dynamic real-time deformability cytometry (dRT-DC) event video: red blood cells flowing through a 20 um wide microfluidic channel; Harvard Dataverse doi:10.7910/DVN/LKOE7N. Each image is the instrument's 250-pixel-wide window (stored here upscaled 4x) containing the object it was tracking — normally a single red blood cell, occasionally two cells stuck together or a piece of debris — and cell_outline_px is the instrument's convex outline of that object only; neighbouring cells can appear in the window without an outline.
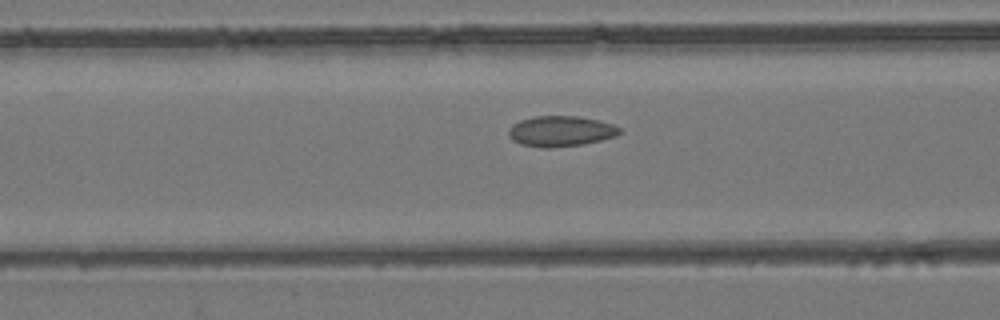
{"species": "common noctule bat (a hibernating species)", "species_latin": "Nyctalus noctula", "temperature_condition": "room temperature", "stored_images_in_passage": 54, "camera_frame_rate_fps": 3000, "um_per_image_px": 0.085, "animal": {"sex": "female", "body_mass_g": 24.6, "forearm_length_mm": 56.2}, "frame": {"image": 1, "passage_image": 22, "time_ms": 7.0, "image_size_px": [1000, 320], "cell_outline_px": [[620, 132], [616, 136], [584, 144], [548, 148], [540, 148], [520, 144], [512, 140], [508, 136], [508, 128], [512, 124], [520, 120], [532, 116], [576, 116], [600, 120], [612, 124], [620, 128]], "centroid_in_image_um": [47.61, 11.15], "position_along_channel_um": 119.0, "area_um2": 19.94}}
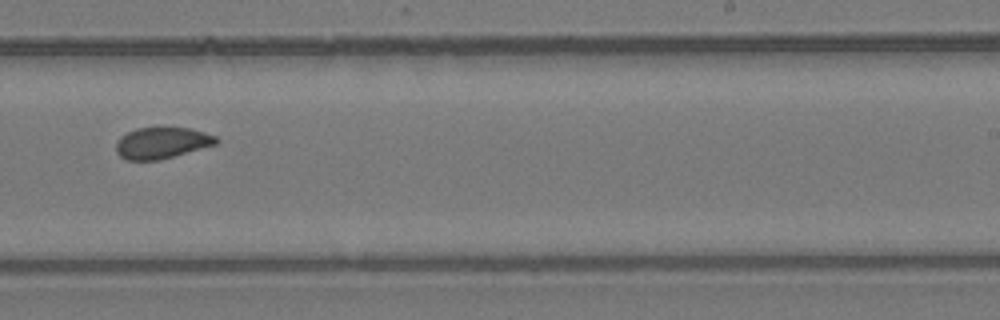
{"frame": {"image": 2, "passage_image": 34, "time_ms": 11.0, "image_size_px": [1000, 320], "cell_outline_px": [[220, 140], [216, 144], [160, 160], [128, 160], [120, 156], [116, 152], [116, 144], [120, 136], [136, 128], [192, 128], [216, 136]], "centroid_in_image_um": [13.76, 12.15], "position_along_channel_um": 275.2, "area_um2": 18.21}}
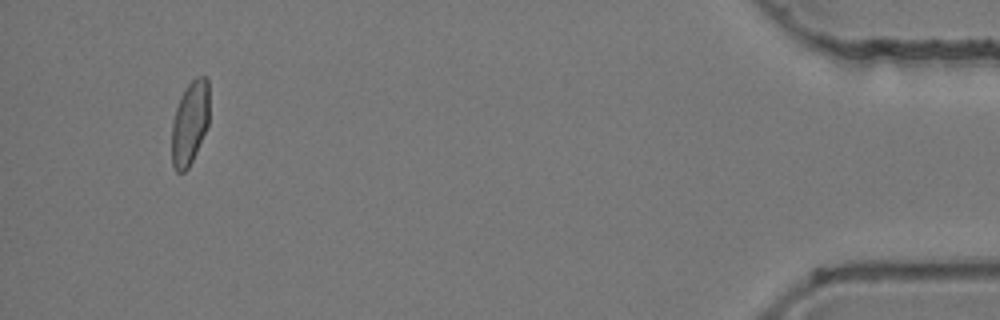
{"frame": {"image": 3, "passage_image": 51, "time_ms": 16.667, "image_size_px": [1000, 320], "cell_outline_px": [[208, 124], [196, 152], [188, 168], [184, 172], [176, 172], [172, 164], [172, 124], [176, 108], [180, 96], [188, 84], [196, 76], [204, 76], [208, 80]], "centroid_in_image_um": [16.12, 10.44], "position_along_channel_um": 419.1, "area_um2": 18.15}, "authors_computed_cell_mechanics": {"area_um2": 19.3052, "velocity_mm_per_s": 3.9159, "shape_relaxation_time_tau1_ms": null, "shape_relaxation_time_tau2_ms": 1.2852, "deformation_change_tau1": null, "deformation_change_tau2": 0.0543}}